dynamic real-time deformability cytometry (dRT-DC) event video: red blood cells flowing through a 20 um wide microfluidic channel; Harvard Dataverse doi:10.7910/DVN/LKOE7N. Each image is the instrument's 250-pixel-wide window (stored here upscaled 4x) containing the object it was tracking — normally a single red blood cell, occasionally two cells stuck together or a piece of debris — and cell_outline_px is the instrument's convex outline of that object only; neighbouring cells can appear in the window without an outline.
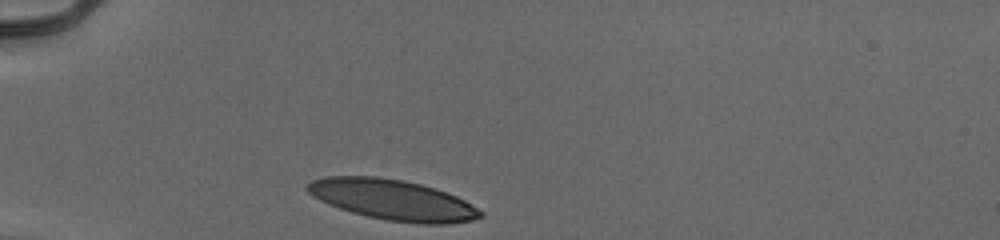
{"species": "human", "species_latin": "Homo sapiens", "temperature_condition": "cold", "stored_images_in_passage": 29, "camera_frame_rate_fps": 3000, "um_per_image_px": 0.085, "donor": {"sex": "male"}, "frame": {"image": 1, "passage_image": 1, "time_ms": 0.0, "image_size_px": [1000, 240], "cell_outline_px": [[484, 216], [472, 220], [448, 224], [424, 224], [388, 220], [368, 216], [352, 212], [328, 204], [312, 196], [304, 188], [312, 180], [324, 176], [376, 176], [404, 180], [436, 188], [456, 196], [464, 200], [484, 212]], "centroid_in_image_um": [33.38, 16.97], "position_along_channel_um": 51.6, "area_um2": 40.81}}
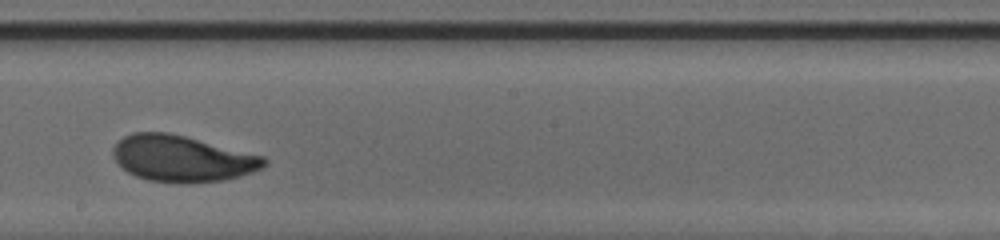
{"frame": {"image": 2, "passage_image": 17, "time_ms": 5.333, "image_size_px": [1000, 240], "cell_outline_px": [[268, 164], [252, 172], [240, 176], [224, 180], [188, 184], [176, 184], [148, 180], [136, 176], [120, 168], [112, 156], [112, 148], [124, 136], [132, 132], [168, 132], [264, 156], [268, 160]], "centroid_in_image_um": [15.45, 13.5], "position_along_channel_um": 232.7, "area_um2": 41.04}}
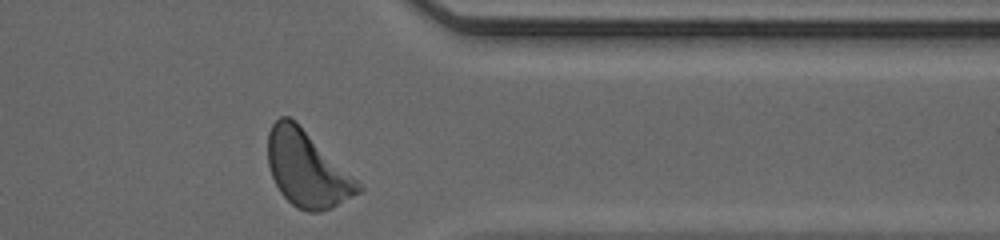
{"frame": {"image": 3, "passage_image": 29, "time_ms": 9.333, "image_size_px": [1000, 240], "cell_outline_px": [[364, 188], [360, 192], [332, 208], [320, 212], [308, 212], [296, 208], [280, 192], [272, 176], [268, 164], [268, 132], [272, 124], [280, 116], [288, 116], [296, 120]], "centroid_in_image_um": [26.07, 14.36], "position_along_channel_um": 385.3, "area_um2": 39.59}, "authors_computed_cell_mechanics": {"area_um2": 39.9976, "velocity_mm_per_s": 3.9104, "shape_relaxation_time_tau1_ms": 3.023, "shape_relaxation_time_tau2_ms": 1.0089, "deformation_change_tau1": 0.1278, "deformation_change_tau2": 0.0654}}